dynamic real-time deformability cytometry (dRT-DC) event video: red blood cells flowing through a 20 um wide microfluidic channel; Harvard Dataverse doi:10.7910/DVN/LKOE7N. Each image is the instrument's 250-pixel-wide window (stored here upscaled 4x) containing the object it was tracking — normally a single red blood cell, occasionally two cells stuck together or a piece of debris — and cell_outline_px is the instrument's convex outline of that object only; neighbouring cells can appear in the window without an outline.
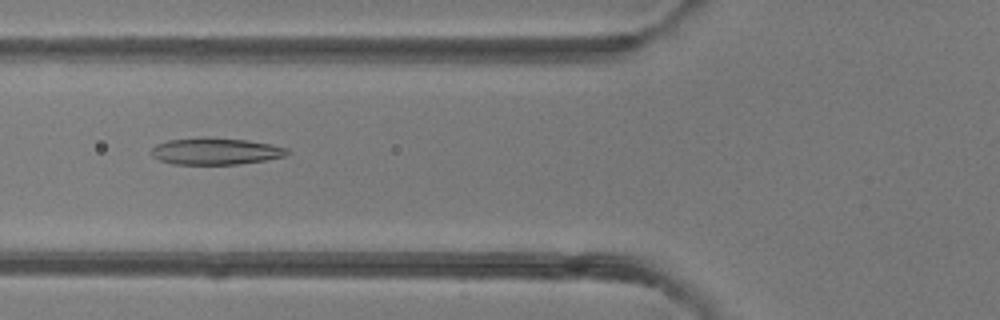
{"species": "common noctule bat (a hibernating species)", "species_latin": "Nyctalus noctula", "temperature_condition": "room temperature", "stored_images_in_passage": 39, "camera_frame_rate_fps": 3000, "um_per_image_px": 0.085, "animal": {"sex": "female"}, "frame": {"image": 1, "passage_image": 9, "time_ms": 2.667, "image_size_px": [1000, 320], "cell_outline_px": [[288, 152], [284, 156], [264, 160], [236, 164], [172, 164], [160, 160], [152, 156], [152, 148], [156, 144], [168, 140], [200, 136], [208, 136], [248, 140], [288, 148]], "centroid_in_image_um": [18.27, 12.83], "position_along_channel_um": 107.5, "area_um2": 21.27}}
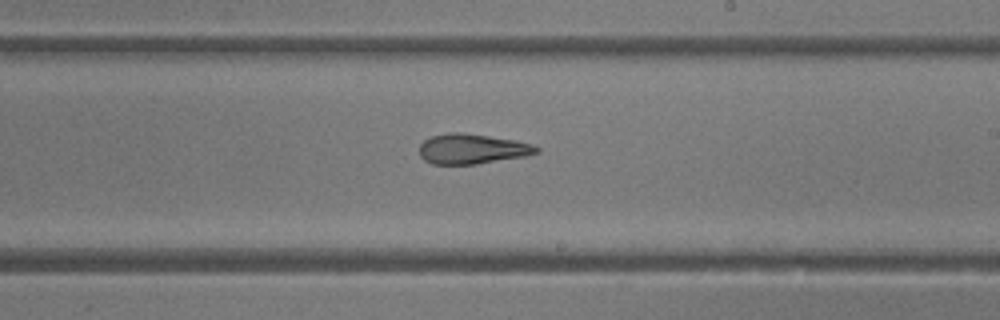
{"frame": {"image": 2, "passage_image": 19, "time_ms": 6.0, "image_size_px": [1000, 320], "cell_outline_px": [[540, 152], [524, 156], [476, 164], [432, 164], [424, 160], [420, 156], [420, 144], [424, 140], [432, 136], [448, 132], [460, 132], [488, 136], [512, 140], [532, 144], [540, 148]], "centroid_in_image_um": [40.1, 12.66], "position_along_channel_um": 248.9, "area_um2": 20.35}}
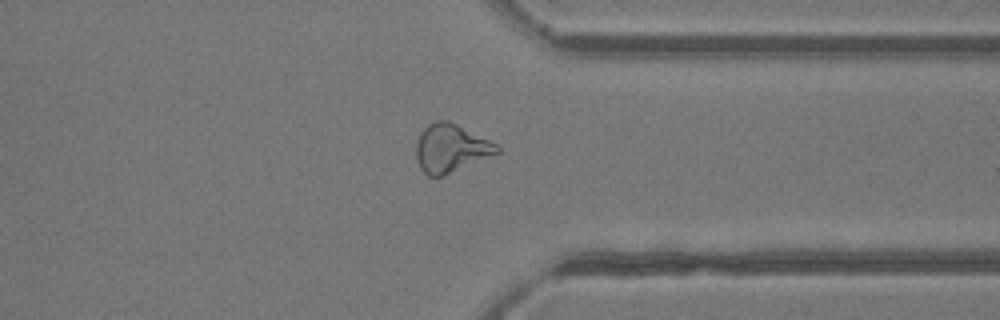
{"frame": {"image": 3, "passage_image": 28, "time_ms": 9.0, "image_size_px": [1000, 320], "cell_outline_px": [[500, 152], [444, 176], [428, 176], [420, 168], [416, 160], [416, 144], [420, 132], [428, 124], [436, 120], [448, 120], [496, 144], [500, 148]], "centroid_in_image_um": [38.28, 12.61], "position_along_channel_um": 373.1, "area_um2": 22.54}, "authors_computed_cell_mechanics": {"area_um2": 21.6172, "velocity_mm_per_s": 4.2353, "shape_relaxation_time_tau1_ms": null, "shape_relaxation_time_tau2_ms": 2.0405, "deformation_change_tau1": null, "deformation_change_tau2": 0.1217}}